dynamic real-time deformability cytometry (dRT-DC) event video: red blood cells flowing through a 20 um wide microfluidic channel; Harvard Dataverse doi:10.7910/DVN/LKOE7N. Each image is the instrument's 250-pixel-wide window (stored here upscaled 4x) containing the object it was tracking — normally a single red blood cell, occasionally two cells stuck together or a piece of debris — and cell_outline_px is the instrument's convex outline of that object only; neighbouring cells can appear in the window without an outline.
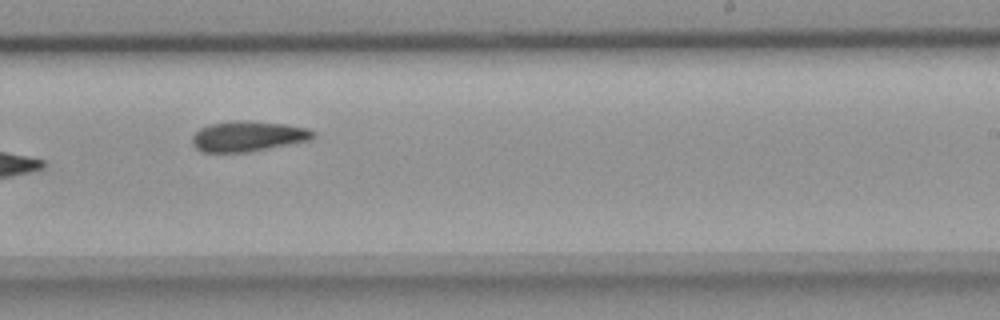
{"species": "common noctule bat (a hibernating species)", "species_latin": "Nyctalus noctula", "temperature_condition": "room temperature", "stored_images_in_passage": 10, "camera_frame_rate_fps": 3000, "um_per_image_px": 0.085, "animal": {"sex": "female", "body_mass_g": 18.4}, "frame": {"image": 1, "passage_image": 9, "time_ms": 2.667, "image_size_px": [1000, 320], "cell_outline_px": [[316, 136], [312, 140], [248, 152], [204, 152], [196, 148], [192, 144], [192, 136], [200, 128], [208, 124], [236, 120], [248, 120], [284, 124], [308, 128], [316, 132]], "centroid_in_image_um": [21.1, 11.57], "position_along_channel_um": 267.9, "area_um2": 21.62}}
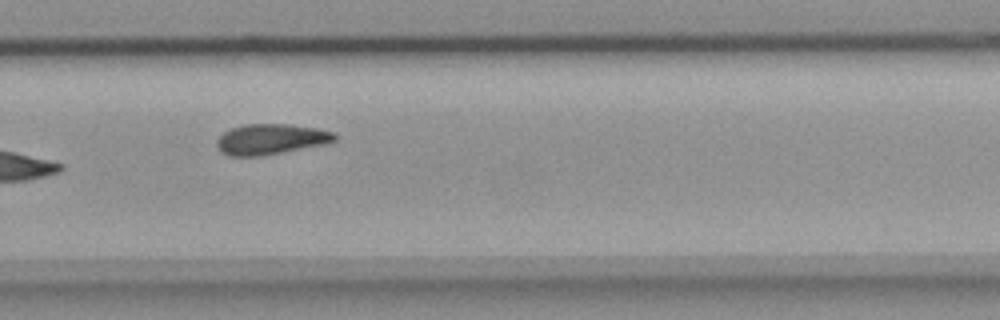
{"frame": {"image": 2, "passage_image": 10, "time_ms": 3.0, "image_size_px": [1000, 320], "cell_outline_px": [[340, 136], [336, 140], [324, 144], [260, 156], [228, 156], [220, 152], [216, 144], [216, 140], [224, 132], [232, 128], [244, 124], [288, 124], [316, 128], [336, 132]], "centroid_in_image_um": [23.03, 11.83], "position_along_channel_um": 306.8, "area_um2": 21.04}}